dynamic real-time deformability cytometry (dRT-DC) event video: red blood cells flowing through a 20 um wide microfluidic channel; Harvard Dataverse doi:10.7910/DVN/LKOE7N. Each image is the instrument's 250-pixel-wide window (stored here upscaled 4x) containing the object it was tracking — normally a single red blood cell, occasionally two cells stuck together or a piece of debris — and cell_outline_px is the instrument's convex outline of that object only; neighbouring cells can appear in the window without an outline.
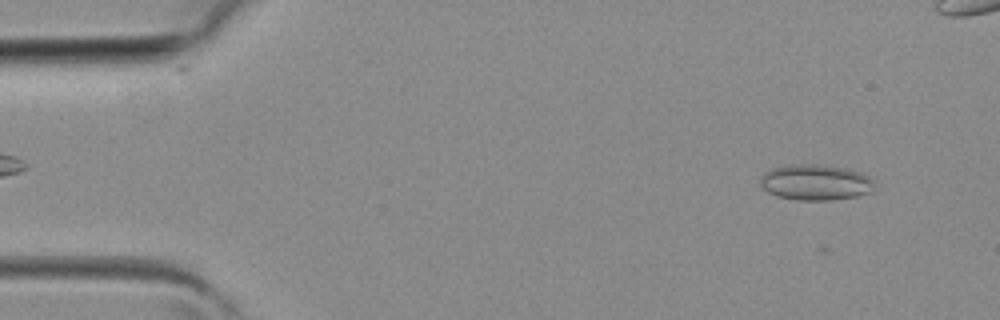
{"species": "common noctule bat (a hibernating species)", "species_latin": "Nyctalus noctula", "temperature_condition": "room temperature", "stored_images_in_passage": 13, "camera_frame_rate_fps": 3000, "um_per_image_px": 0.085, "animal": {"sex": "female", "body_mass_g": 19.3, "forearm_length_mm": 54.1}, "frame": {"image": 1, "passage_image": 4, "time_ms": 1.0, "image_size_px": [1000, 320], "cell_outline_px": [[876, 184], [868, 192], [856, 196], [832, 200], [796, 200], [776, 196], [768, 192], [760, 184], [760, 176], [764, 172], [772, 168], [796, 164], [820, 164], [848, 168], [860, 172], [868, 176]], "centroid_in_image_um": [69.3, 15.49], "position_along_channel_um": 15.7, "area_um2": 23.87}}